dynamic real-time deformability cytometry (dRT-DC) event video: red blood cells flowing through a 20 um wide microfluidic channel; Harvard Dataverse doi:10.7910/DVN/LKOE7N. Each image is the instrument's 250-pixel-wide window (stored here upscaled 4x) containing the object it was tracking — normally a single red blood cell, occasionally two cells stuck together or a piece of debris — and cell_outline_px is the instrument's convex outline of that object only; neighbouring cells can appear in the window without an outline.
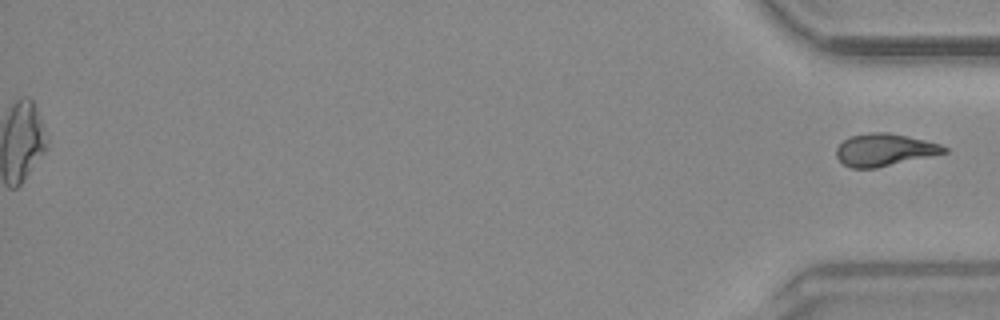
{"species": "common noctule bat (a hibernating species)", "species_latin": "Nyctalus noctula", "temperature_condition": "warm", "stored_images_in_passage": 54, "segment_of_instrument_passage": [2, 2], "camera_frame_rate_fps": 3000, "um_per_image_px": 0.085, "animal": {"sex": "male", "body_mass_g": 20.4}, "frame": {"image": 1, "passage_image": 54, "time_ms": 17.667, "image_size_px": [1000, 320], "cell_outline_px": [[948, 152], [876, 168], [852, 168], [844, 164], [836, 156], [836, 148], [848, 136], [868, 132], [888, 132], [924, 140], [940, 144], [948, 148]], "centroid_in_image_um": [75.15, 12.73], "position_along_channel_um": 360.0, "area_um2": 20.23}}